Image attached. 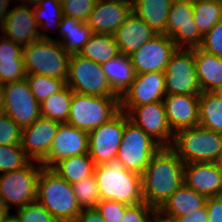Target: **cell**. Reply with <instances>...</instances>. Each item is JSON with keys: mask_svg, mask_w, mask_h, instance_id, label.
I'll return each instance as SVG.
<instances>
[{"mask_svg": "<svg viewBox=\"0 0 222 222\" xmlns=\"http://www.w3.org/2000/svg\"><path fill=\"white\" fill-rule=\"evenodd\" d=\"M10 211H8L7 207L5 206V203L3 201L2 196L0 195V219L2 216L6 215L7 213H9Z\"/></svg>", "mask_w": 222, "mask_h": 222, "instance_id": "obj_51", "label": "cell"}, {"mask_svg": "<svg viewBox=\"0 0 222 222\" xmlns=\"http://www.w3.org/2000/svg\"><path fill=\"white\" fill-rule=\"evenodd\" d=\"M120 110L161 147H171L174 133L170 129L163 101L135 107H120Z\"/></svg>", "mask_w": 222, "mask_h": 222, "instance_id": "obj_13", "label": "cell"}, {"mask_svg": "<svg viewBox=\"0 0 222 222\" xmlns=\"http://www.w3.org/2000/svg\"><path fill=\"white\" fill-rule=\"evenodd\" d=\"M199 96L166 94L163 103L171 131L199 126Z\"/></svg>", "mask_w": 222, "mask_h": 222, "instance_id": "obj_20", "label": "cell"}, {"mask_svg": "<svg viewBox=\"0 0 222 222\" xmlns=\"http://www.w3.org/2000/svg\"><path fill=\"white\" fill-rule=\"evenodd\" d=\"M60 177L71 185L94 174L95 164L89 153L65 158L52 168Z\"/></svg>", "mask_w": 222, "mask_h": 222, "instance_id": "obj_30", "label": "cell"}, {"mask_svg": "<svg viewBox=\"0 0 222 222\" xmlns=\"http://www.w3.org/2000/svg\"><path fill=\"white\" fill-rule=\"evenodd\" d=\"M132 12V6L120 0H97L87 24L93 34L113 35Z\"/></svg>", "mask_w": 222, "mask_h": 222, "instance_id": "obj_21", "label": "cell"}, {"mask_svg": "<svg viewBox=\"0 0 222 222\" xmlns=\"http://www.w3.org/2000/svg\"><path fill=\"white\" fill-rule=\"evenodd\" d=\"M165 95L164 72L136 74L131 86L120 97V107H135L163 101Z\"/></svg>", "mask_w": 222, "mask_h": 222, "instance_id": "obj_18", "label": "cell"}, {"mask_svg": "<svg viewBox=\"0 0 222 222\" xmlns=\"http://www.w3.org/2000/svg\"><path fill=\"white\" fill-rule=\"evenodd\" d=\"M0 110L7 114L21 129L41 117L40 103L31 92L26 78L4 85Z\"/></svg>", "mask_w": 222, "mask_h": 222, "instance_id": "obj_10", "label": "cell"}, {"mask_svg": "<svg viewBox=\"0 0 222 222\" xmlns=\"http://www.w3.org/2000/svg\"><path fill=\"white\" fill-rule=\"evenodd\" d=\"M33 13L38 26L44 32L50 31L51 26L58 31L63 16L61 0H39L36 5H33Z\"/></svg>", "mask_w": 222, "mask_h": 222, "instance_id": "obj_35", "label": "cell"}, {"mask_svg": "<svg viewBox=\"0 0 222 222\" xmlns=\"http://www.w3.org/2000/svg\"><path fill=\"white\" fill-rule=\"evenodd\" d=\"M66 85L80 94L119 97L112 90L101 65L79 54L71 55Z\"/></svg>", "mask_w": 222, "mask_h": 222, "instance_id": "obj_8", "label": "cell"}, {"mask_svg": "<svg viewBox=\"0 0 222 222\" xmlns=\"http://www.w3.org/2000/svg\"><path fill=\"white\" fill-rule=\"evenodd\" d=\"M164 74L166 94H201L195 68L194 48H177Z\"/></svg>", "mask_w": 222, "mask_h": 222, "instance_id": "obj_11", "label": "cell"}, {"mask_svg": "<svg viewBox=\"0 0 222 222\" xmlns=\"http://www.w3.org/2000/svg\"><path fill=\"white\" fill-rule=\"evenodd\" d=\"M72 188L82 209L96 208L97 203L100 201V194L94 174L72 184Z\"/></svg>", "mask_w": 222, "mask_h": 222, "instance_id": "obj_37", "label": "cell"}, {"mask_svg": "<svg viewBox=\"0 0 222 222\" xmlns=\"http://www.w3.org/2000/svg\"><path fill=\"white\" fill-rule=\"evenodd\" d=\"M122 2L128 3L131 6H133L138 0H120Z\"/></svg>", "mask_w": 222, "mask_h": 222, "instance_id": "obj_56", "label": "cell"}, {"mask_svg": "<svg viewBox=\"0 0 222 222\" xmlns=\"http://www.w3.org/2000/svg\"><path fill=\"white\" fill-rule=\"evenodd\" d=\"M113 35L120 53L131 55L157 34L132 11Z\"/></svg>", "mask_w": 222, "mask_h": 222, "instance_id": "obj_23", "label": "cell"}, {"mask_svg": "<svg viewBox=\"0 0 222 222\" xmlns=\"http://www.w3.org/2000/svg\"><path fill=\"white\" fill-rule=\"evenodd\" d=\"M196 74L201 91H214L222 86V58L194 48Z\"/></svg>", "mask_w": 222, "mask_h": 222, "instance_id": "obj_26", "label": "cell"}, {"mask_svg": "<svg viewBox=\"0 0 222 222\" xmlns=\"http://www.w3.org/2000/svg\"><path fill=\"white\" fill-rule=\"evenodd\" d=\"M94 175L100 200H115L127 205L144 202L141 175L126 170L117 158L104 165L95 166Z\"/></svg>", "mask_w": 222, "mask_h": 222, "instance_id": "obj_3", "label": "cell"}, {"mask_svg": "<svg viewBox=\"0 0 222 222\" xmlns=\"http://www.w3.org/2000/svg\"><path fill=\"white\" fill-rule=\"evenodd\" d=\"M150 222H174L173 219L163 216L158 210L152 216Z\"/></svg>", "mask_w": 222, "mask_h": 222, "instance_id": "obj_49", "label": "cell"}, {"mask_svg": "<svg viewBox=\"0 0 222 222\" xmlns=\"http://www.w3.org/2000/svg\"><path fill=\"white\" fill-rule=\"evenodd\" d=\"M60 124L39 117L33 124L22 129L21 147L31 160L39 163L48 155Z\"/></svg>", "mask_w": 222, "mask_h": 222, "instance_id": "obj_19", "label": "cell"}, {"mask_svg": "<svg viewBox=\"0 0 222 222\" xmlns=\"http://www.w3.org/2000/svg\"><path fill=\"white\" fill-rule=\"evenodd\" d=\"M100 65L120 54L114 35L93 34L78 53Z\"/></svg>", "mask_w": 222, "mask_h": 222, "instance_id": "obj_31", "label": "cell"}, {"mask_svg": "<svg viewBox=\"0 0 222 222\" xmlns=\"http://www.w3.org/2000/svg\"><path fill=\"white\" fill-rule=\"evenodd\" d=\"M29 6L20 4L11 9L0 28L3 37L22 47L41 39H50L48 33L39 31L40 28L34 18L33 8Z\"/></svg>", "mask_w": 222, "mask_h": 222, "instance_id": "obj_16", "label": "cell"}, {"mask_svg": "<svg viewBox=\"0 0 222 222\" xmlns=\"http://www.w3.org/2000/svg\"><path fill=\"white\" fill-rule=\"evenodd\" d=\"M120 111V97L90 96L73 92L67 124L90 132Z\"/></svg>", "mask_w": 222, "mask_h": 222, "instance_id": "obj_6", "label": "cell"}, {"mask_svg": "<svg viewBox=\"0 0 222 222\" xmlns=\"http://www.w3.org/2000/svg\"><path fill=\"white\" fill-rule=\"evenodd\" d=\"M0 81L4 84L26 78L23 47L5 37L0 39Z\"/></svg>", "mask_w": 222, "mask_h": 222, "instance_id": "obj_24", "label": "cell"}, {"mask_svg": "<svg viewBox=\"0 0 222 222\" xmlns=\"http://www.w3.org/2000/svg\"><path fill=\"white\" fill-rule=\"evenodd\" d=\"M36 201L58 222H76L82 210L72 185L51 168L42 167L40 170Z\"/></svg>", "mask_w": 222, "mask_h": 222, "instance_id": "obj_2", "label": "cell"}, {"mask_svg": "<svg viewBox=\"0 0 222 222\" xmlns=\"http://www.w3.org/2000/svg\"><path fill=\"white\" fill-rule=\"evenodd\" d=\"M166 35L171 37L177 48L200 47L203 35L193 20V0L172 3L167 19Z\"/></svg>", "mask_w": 222, "mask_h": 222, "instance_id": "obj_14", "label": "cell"}, {"mask_svg": "<svg viewBox=\"0 0 222 222\" xmlns=\"http://www.w3.org/2000/svg\"><path fill=\"white\" fill-rule=\"evenodd\" d=\"M16 216L20 222H58L37 201L31 202L24 207L17 208Z\"/></svg>", "mask_w": 222, "mask_h": 222, "instance_id": "obj_41", "label": "cell"}, {"mask_svg": "<svg viewBox=\"0 0 222 222\" xmlns=\"http://www.w3.org/2000/svg\"><path fill=\"white\" fill-rule=\"evenodd\" d=\"M172 3H178V2H186V1H192V0H171Z\"/></svg>", "mask_w": 222, "mask_h": 222, "instance_id": "obj_57", "label": "cell"}, {"mask_svg": "<svg viewBox=\"0 0 222 222\" xmlns=\"http://www.w3.org/2000/svg\"><path fill=\"white\" fill-rule=\"evenodd\" d=\"M171 5V0H138L132 6V11L142 18L156 34H166Z\"/></svg>", "mask_w": 222, "mask_h": 222, "instance_id": "obj_29", "label": "cell"}, {"mask_svg": "<svg viewBox=\"0 0 222 222\" xmlns=\"http://www.w3.org/2000/svg\"><path fill=\"white\" fill-rule=\"evenodd\" d=\"M22 129L0 110V145H21Z\"/></svg>", "mask_w": 222, "mask_h": 222, "instance_id": "obj_40", "label": "cell"}, {"mask_svg": "<svg viewBox=\"0 0 222 222\" xmlns=\"http://www.w3.org/2000/svg\"><path fill=\"white\" fill-rule=\"evenodd\" d=\"M176 49L177 46L171 37L166 34H157L129 56L136 74L165 72Z\"/></svg>", "mask_w": 222, "mask_h": 222, "instance_id": "obj_15", "label": "cell"}, {"mask_svg": "<svg viewBox=\"0 0 222 222\" xmlns=\"http://www.w3.org/2000/svg\"><path fill=\"white\" fill-rule=\"evenodd\" d=\"M199 126L222 134V100L213 91L199 96Z\"/></svg>", "mask_w": 222, "mask_h": 222, "instance_id": "obj_32", "label": "cell"}, {"mask_svg": "<svg viewBox=\"0 0 222 222\" xmlns=\"http://www.w3.org/2000/svg\"><path fill=\"white\" fill-rule=\"evenodd\" d=\"M97 0H61L63 15L87 22Z\"/></svg>", "mask_w": 222, "mask_h": 222, "instance_id": "obj_39", "label": "cell"}, {"mask_svg": "<svg viewBox=\"0 0 222 222\" xmlns=\"http://www.w3.org/2000/svg\"><path fill=\"white\" fill-rule=\"evenodd\" d=\"M0 222H20V220L16 215L7 213L1 217Z\"/></svg>", "mask_w": 222, "mask_h": 222, "instance_id": "obj_50", "label": "cell"}, {"mask_svg": "<svg viewBox=\"0 0 222 222\" xmlns=\"http://www.w3.org/2000/svg\"><path fill=\"white\" fill-rule=\"evenodd\" d=\"M184 184L206 198L222 195V170L215 162L184 165Z\"/></svg>", "mask_w": 222, "mask_h": 222, "instance_id": "obj_22", "label": "cell"}, {"mask_svg": "<svg viewBox=\"0 0 222 222\" xmlns=\"http://www.w3.org/2000/svg\"><path fill=\"white\" fill-rule=\"evenodd\" d=\"M23 3H21L22 5H36L38 3L39 0H21Z\"/></svg>", "mask_w": 222, "mask_h": 222, "instance_id": "obj_52", "label": "cell"}, {"mask_svg": "<svg viewBox=\"0 0 222 222\" xmlns=\"http://www.w3.org/2000/svg\"><path fill=\"white\" fill-rule=\"evenodd\" d=\"M184 165L171 147H161L141 175L144 202L158 210L184 184Z\"/></svg>", "mask_w": 222, "mask_h": 222, "instance_id": "obj_1", "label": "cell"}, {"mask_svg": "<svg viewBox=\"0 0 222 222\" xmlns=\"http://www.w3.org/2000/svg\"><path fill=\"white\" fill-rule=\"evenodd\" d=\"M112 90L121 97L134 81L136 72L129 55L119 54L101 64Z\"/></svg>", "mask_w": 222, "mask_h": 222, "instance_id": "obj_28", "label": "cell"}, {"mask_svg": "<svg viewBox=\"0 0 222 222\" xmlns=\"http://www.w3.org/2000/svg\"><path fill=\"white\" fill-rule=\"evenodd\" d=\"M200 48L222 58V19L203 36Z\"/></svg>", "mask_w": 222, "mask_h": 222, "instance_id": "obj_42", "label": "cell"}, {"mask_svg": "<svg viewBox=\"0 0 222 222\" xmlns=\"http://www.w3.org/2000/svg\"><path fill=\"white\" fill-rule=\"evenodd\" d=\"M174 222H208V214L206 206L201 207L198 210L189 212L186 215L173 218Z\"/></svg>", "mask_w": 222, "mask_h": 222, "instance_id": "obj_46", "label": "cell"}, {"mask_svg": "<svg viewBox=\"0 0 222 222\" xmlns=\"http://www.w3.org/2000/svg\"><path fill=\"white\" fill-rule=\"evenodd\" d=\"M4 83L0 81V106L3 102V94H4Z\"/></svg>", "mask_w": 222, "mask_h": 222, "instance_id": "obj_53", "label": "cell"}, {"mask_svg": "<svg viewBox=\"0 0 222 222\" xmlns=\"http://www.w3.org/2000/svg\"><path fill=\"white\" fill-rule=\"evenodd\" d=\"M160 148L161 146L132 123L125 113L124 132L116 158L126 170L142 175L150 159Z\"/></svg>", "mask_w": 222, "mask_h": 222, "instance_id": "obj_7", "label": "cell"}, {"mask_svg": "<svg viewBox=\"0 0 222 222\" xmlns=\"http://www.w3.org/2000/svg\"><path fill=\"white\" fill-rule=\"evenodd\" d=\"M157 209L141 202L135 205H129L123 214L121 222H150Z\"/></svg>", "mask_w": 222, "mask_h": 222, "instance_id": "obj_43", "label": "cell"}, {"mask_svg": "<svg viewBox=\"0 0 222 222\" xmlns=\"http://www.w3.org/2000/svg\"><path fill=\"white\" fill-rule=\"evenodd\" d=\"M205 206L208 222H222V195L207 198Z\"/></svg>", "mask_w": 222, "mask_h": 222, "instance_id": "obj_45", "label": "cell"}, {"mask_svg": "<svg viewBox=\"0 0 222 222\" xmlns=\"http://www.w3.org/2000/svg\"><path fill=\"white\" fill-rule=\"evenodd\" d=\"M73 91L66 85L40 103L41 117L59 123H67Z\"/></svg>", "mask_w": 222, "mask_h": 222, "instance_id": "obj_33", "label": "cell"}, {"mask_svg": "<svg viewBox=\"0 0 222 222\" xmlns=\"http://www.w3.org/2000/svg\"><path fill=\"white\" fill-rule=\"evenodd\" d=\"M128 206L115 200H100L96 208L105 222H121L125 209Z\"/></svg>", "mask_w": 222, "mask_h": 222, "instance_id": "obj_44", "label": "cell"}, {"mask_svg": "<svg viewBox=\"0 0 222 222\" xmlns=\"http://www.w3.org/2000/svg\"><path fill=\"white\" fill-rule=\"evenodd\" d=\"M22 58L26 74H41L64 81L68 79L71 55L53 38L24 46Z\"/></svg>", "mask_w": 222, "mask_h": 222, "instance_id": "obj_4", "label": "cell"}, {"mask_svg": "<svg viewBox=\"0 0 222 222\" xmlns=\"http://www.w3.org/2000/svg\"><path fill=\"white\" fill-rule=\"evenodd\" d=\"M10 0H0V28L2 27V23L5 21L6 16L9 13V5ZM8 9V11H7Z\"/></svg>", "mask_w": 222, "mask_h": 222, "instance_id": "obj_48", "label": "cell"}, {"mask_svg": "<svg viewBox=\"0 0 222 222\" xmlns=\"http://www.w3.org/2000/svg\"><path fill=\"white\" fill-rule=\"evenodd\" d=\"M171 148L184 164L216 162L222 150V134L201 126L182 129L174 134Z\"/></svg>", "mask_w": 222, "mask_h": 222, "instance_id": "obj_5", "label": "cell"}, {"mask_svg": "<svg viewBox=\"0 0 222 222\" xmlns=\"http://www.w3.org/2000/svg\"><path fill=\"white\" fill-rule=\"evenodd\" d=\"M88 153V132L67 123L59 125L48 155L40 162L44 168H52L60 160Z\"/></svg>", "mask_w": 222, "mask_h": 222, "instance_id": "obj_17", "label": "cell"}, {"mask_svg": "<svg viewBox=\"0 0 222 222\" xmlns=\"http://www.w3.org/2000/svg\"><path fill=\"white\" fill-rule=\"evenodd\" d=\"M76 222H105L97 208H84L79 213Z\"/></svg>", "mask_w": 222, "mask_h": 222, "instance_id": "obj_47", "label": "cell"}, {"mask_svg": "<svg viewBox=\"0 0 222 222\" xmlns=\"http://www.w3.org/2000/svg\"><path fill=\"white\" fill-rule=\"evenodd\" d=\"M207 198L182 184L158 209L165 217L177 218L205 206Z\"/></svg>", "mask_w": 222, "mask_h": 222, "instance_id": "obj_25", "label": "cell"}, {"mask_svg": "<svg viewBox=\"0 0 222 222\" xmlns=\"http://www.w3.org/2000/svg\"><path fill=\"white\" fill-rule=\"evenodd\" d=\"M62 41L58 39L65 51L72 55L78 54L93 35L90 26L76 18L63 15L58 29Z\"/></svg>", "mask_w": 222, "mask_h": 222, "instance_id": "obj_27", "label": "cell"}, {"mask_svg": "<svg viewBox=\"0 0 222 222\" xmlns=\"http://www.w3.org/2000/svg\"><path fill=\"white\" fill-rule=\"evenodd\" d=\"M222 19V0H193V20L204 36Z\"/></svg>", "mask_w": 222, "mask_h": 222, "instance_id": "obj_34", "label": "cell"}, {"mask_svg": "<svg viewBox=\"0 0 222 222\" xmlns=\"http://www.w3.org/2000/svg\"><path fill=\"white\" fill-rule=\"evenodd\" d=\"M125 127V112L120 110L109 121L88 133V153L95 166L117 157Z\"/></svg>", "mask_w": 222, "mask_h": 222, "instance_id": "obj_12", "label": "cell"}, {"mask_svg": "<svg viewBox=\"0 0 222 222\" xmlns=\"http://www.w3.org/2000/svg\"><path fill=\"white\" fill-rule=\"evenodd\" d=\"M30 161L21 145H0V174L23 168Z\"/></svg>", "mask_w": 222, "mask_h": 222, "instance_id": "obj_38", "label": "cell"}, {"mask_svg": "<svg viewBox=\"0 0 222 222\" xmlns=\"http://www.w3.org/2000/svg\"><path fill=\"white\" fill-rule=\"evenodd\" d=\"M213 92L222 100V86L216 88Z\"/></svg>", "mask_w": 222, "mask_h": 222, "instance_id": "obj_55", "label": "cell"}, {"mask_svg": "<svg viewBox=\"0 0 222 222\" xmlns=\"http://www.w3.org/2000/svg\"><path fill=\"white\" fill-rule=\"evenodd\" d=\"M26 79L32 94L39 103L66 86L64 80L41 74H27Z\"/></svg>", "mask_w": 222, "mask_h": 222, "instance_id": "obj_36", "label": "cell"}, {"mask_svg": "<svg viewBox=\"0 0 222 222\" xmlns=\"http://www.w3.org/2000/svg\"><path fill=\"white\" fill-rule=\"evenodd\" d=\"M215 163L222 170V150L220 151L219 156Z\"/></svg>", "mask_w": 222, "mask_h": 222, "instance_id": "obj_54", "label": "cell"}, {"mask_svg": "<svg viewBox=\"0 0 222 222\" xmlns=\"http://www.w3.org/2000/svg\"><path fill=\"white\" fill-rule=\"evenodd\" d=\"M43 166L32 160L23 168L0 174V195L8 211L9 202L18 208L36 201L37 180Z\"/></svg>", "mask_w": 222, "mask_h": 222, "instance_id": "obj_9", "label": "cell"}]
</instances>
